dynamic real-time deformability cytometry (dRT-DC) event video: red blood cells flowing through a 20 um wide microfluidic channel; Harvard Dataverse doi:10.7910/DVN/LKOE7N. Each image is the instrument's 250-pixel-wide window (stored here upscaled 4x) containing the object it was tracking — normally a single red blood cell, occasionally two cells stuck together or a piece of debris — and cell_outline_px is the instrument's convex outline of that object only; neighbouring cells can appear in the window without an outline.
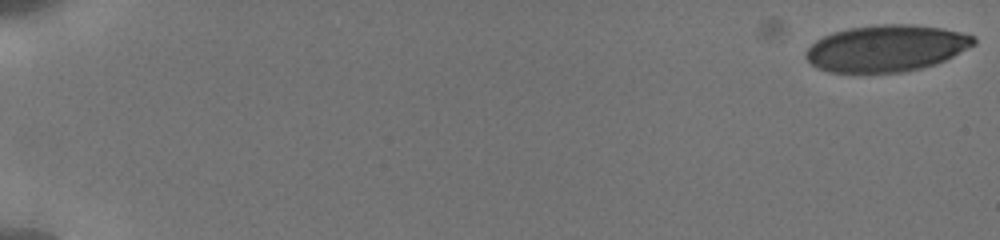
{"species": "human", "species_latin": "Homo sapiens", "temperature_condition": "cold", "stored_images_in_passage": 3, "camera_frame_rate_fps": 3000, "um_per_image_px": 0.085, "donor": {"sex": "male"}, "frame": {"image": 1, "passage_image": 3, "time_ms": 0.333, "image_size_px": [1000, 240], "cell_outline_px": [[976, 44], [936, 64], [920, 68], [900, 72], [828, 72], [816, 68], [804, 56], [804, 52], [816, 40], [832, 32], [848, 28], [880, 24], [916, 24], [944, 28], [976, 36]], "centroid_in_image_um": [75.33, 4.09], "position_along_channel_um": 9.7, "area_um2": 45.72}}